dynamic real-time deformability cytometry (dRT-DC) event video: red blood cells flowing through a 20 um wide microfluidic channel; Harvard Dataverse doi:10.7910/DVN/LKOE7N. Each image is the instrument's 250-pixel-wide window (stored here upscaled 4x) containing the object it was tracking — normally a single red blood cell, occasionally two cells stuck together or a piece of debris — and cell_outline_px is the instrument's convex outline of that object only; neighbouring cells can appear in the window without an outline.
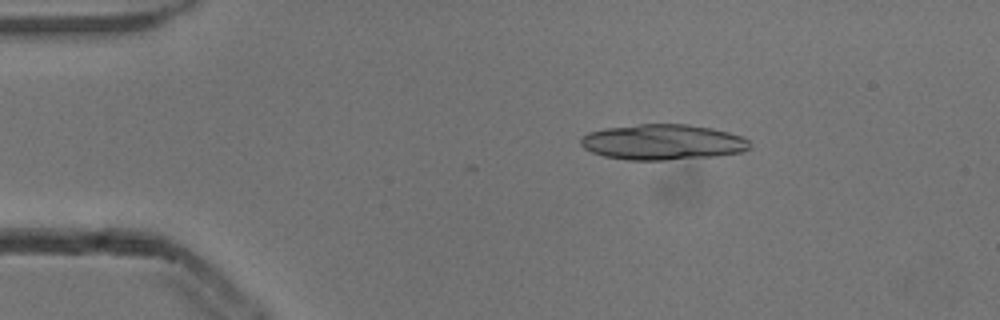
{"species": "common noctule bat (a hibernating species)", "species_latin": "Nyctalus noctula", "temperature_condition": "cold", "stored_images_in_passage": 3, "camera_frame_rate_fps": 3000, "um_per_image_px": 0.085, "animal": {"sex": "male", "body_mass_g": 13.3}, "frame": {"image": 1, "passage_image": 2, "time_ms": 0.333, "image_size_px": [1000, 320], "cell_outline_px": [[748, 148], [740, 152], [716, 156], [668, 160], [628, 160], [604, 156], [592, 152], [584, 148], [580, 144], [580, 140], [588, 132], [604, 128], [640, 124], [688, 124], [712, 128], [728, 132], [740, 136], [748, 140]], "centroid_in_image_um": [56.29, 12.08], "position_along_channel_um": 28.7, "area_um2": 34.91}}